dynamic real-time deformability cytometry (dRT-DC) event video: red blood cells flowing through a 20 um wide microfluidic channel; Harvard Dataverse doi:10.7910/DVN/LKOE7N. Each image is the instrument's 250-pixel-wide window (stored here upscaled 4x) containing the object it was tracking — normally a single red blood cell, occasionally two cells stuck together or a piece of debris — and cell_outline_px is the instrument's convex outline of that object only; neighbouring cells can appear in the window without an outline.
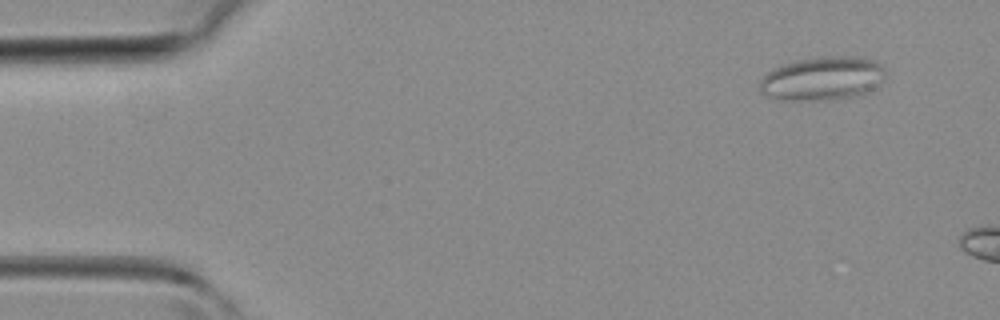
{"species": "common noctule bat (a hibernating species)", "species_latin": "Nyctalus noctula", "temperature_condition": "room temperature", "stored_images_in_passage": 7, "camera_frame_rate_fps": 3000, "um_per_image_px": 0.085, "animal": {"sex": "female", "body_mass_g": 19.3, "forearm_length_mm": 54.1}, "frame": {"image": 1, "passage_image": 4, "time_ms": 1.0, "image_size_px": [1000, 320], "cell_outline_px": [[888, 72], [880, 88], [860, 96], [832, 100], [780, 100], [768, 96], [760, 92], [760, 80], [772, 68], [780, 64], [796, 60], [816, 56], [860, 56], [876, 60]], "centroid_in_image_um": [70.0, 6.67], "position_along_channel_um": 15.0, "area_um2": 33.23}}